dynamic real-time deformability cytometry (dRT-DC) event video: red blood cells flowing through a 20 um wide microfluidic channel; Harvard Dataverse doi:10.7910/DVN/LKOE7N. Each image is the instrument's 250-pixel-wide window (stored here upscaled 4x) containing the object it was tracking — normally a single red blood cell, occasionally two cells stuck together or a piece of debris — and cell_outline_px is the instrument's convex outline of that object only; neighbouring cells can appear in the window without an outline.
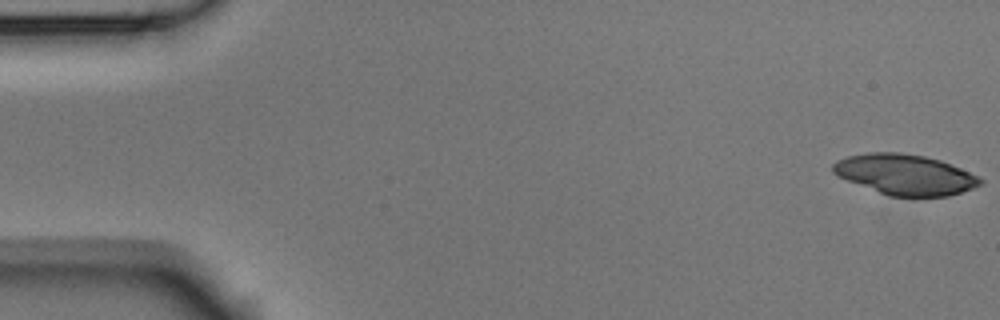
{"species": "Egyptian fruit bat (a non-hibernating species)", "species_latin": "Rousettus aegyptiacus", "temperature_condition": "room temperature", "stored_images_in_passage": 6, "camera_frame_rate_fps": 3000, "um_per_image_px": 0.085, "animal": {"sex": "male"}, "frame": {"image": 1, "passage_image": 1, "time_ms": 0.0, "image_size_px": [1000, 320], "cell_outline_px": [[984, 180], [980, 184], [972, 188], [948, 196], [916, 200], [888, 196], [848, 180], [832, 172], [832, 164], [836, 160], [848, 156], [868, 152], [900, 152], [924, 156], [940, 160], [960, 168]], "centroid_in_image_um": [76.93, 14.87], "position_along_channel_um": 8.1, "area_um2": 35.2}}